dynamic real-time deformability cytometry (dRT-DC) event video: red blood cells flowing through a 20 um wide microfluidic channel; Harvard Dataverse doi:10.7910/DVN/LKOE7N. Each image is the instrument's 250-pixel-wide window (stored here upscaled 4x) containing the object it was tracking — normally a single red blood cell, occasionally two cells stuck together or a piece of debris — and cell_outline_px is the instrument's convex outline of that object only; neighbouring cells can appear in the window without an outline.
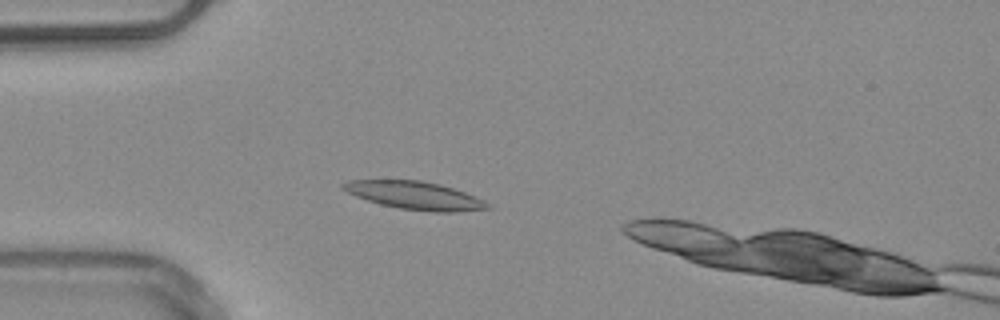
{"species": "common noctule bat (a hibernating species)", "species_latin": "Nyctalus noctula", "temperature_condition": "warm", "stored_images_in_passage": 2, "camera_frame_rate_fps": 3000, "um_per_image_px": 0.085, "animal": {"sex": "male", "body_mass_g": 20.4}, "frame": {"image": 1, "passage_image": 2, "time_ms": 1.0, "image_size_px": [1000, 320], "cell_outline_px": [[492, 208], [456, 212], [432, 212], [400, 208], [380, 204], [356, 196], [340, 188], [340, 184], [348, 180], [420, 180], [440, 184], [476, 196], [492, 204]], "centroid_in_image_um": [35.29, 16.61], "position_along_channel_um": 49.7, "area_um2": 23.58}}